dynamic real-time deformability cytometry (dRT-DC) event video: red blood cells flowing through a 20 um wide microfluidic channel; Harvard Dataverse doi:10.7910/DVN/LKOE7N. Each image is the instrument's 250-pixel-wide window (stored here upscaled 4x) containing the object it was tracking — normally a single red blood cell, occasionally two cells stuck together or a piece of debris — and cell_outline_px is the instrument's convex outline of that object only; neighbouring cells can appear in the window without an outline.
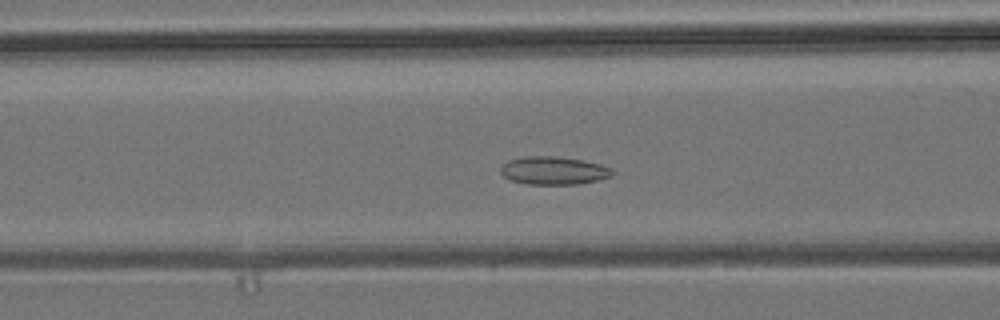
{"species": "common noctule bat (a hibernating species)", "species_latin": "Nyctalus noctula", "temperature_condition": "room temperature", "stored_images_in_passage": 38, "camera_frame_rate_fps": 3000, "um_per_image_px": 0.085, "animal": {"sex": "male", "body_mass_g": 19.2, "forearm_length_mm": 51.8}, "frame": {"image": 1, "passage_image": 5, "time_ms": 1.333, "image_size_px": [1000, 320], "cell_outline_px": [[616, 172], [612, 176], [580, 184], [528, 184], [512, 180], [504, 176], [500, 172], [500, 164], [508, 160], [524, 156], [560, 156], [584, 160], [600, 164], [612, 168]], "centroid_in_image_um": [47.07, 14.48], "position_along_channel_um": 119.5, "area_um2": 18.5}}
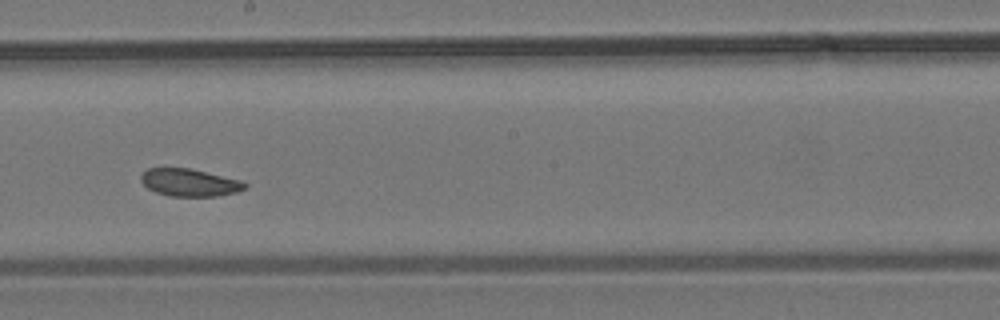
{"frame": {"image": 2, "passage_image": 14, "time_ms": 4.333, "image_size_px": [1000, 320], "cell_outline_px": [[248, 188], [236, 192], [216, 196], [168, 196], [156, 192], [148, 188], [140, 180], [140, 176], [148, 168], [188, 168], [240, 180], [248, 184]], "centroid_in_image_um": [16.11, 15.52], "position_along_channel_um": 232.1, "area_um2": 16.53}}
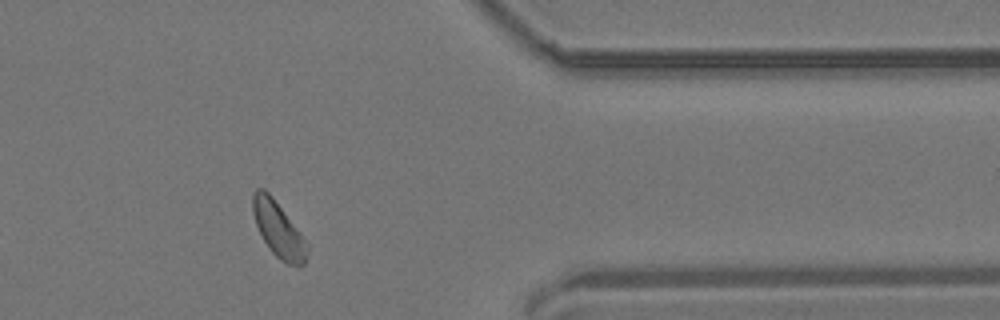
{"frame": {"image": 3, "passage_image": 28, "time_ms": 9.0, "image_size_px": [1000, 320], "cell_outline_px": [[308, 252], [304, 264], [284, 264], [272, 252], [264, 240], [256, 224], [252, 212], [252, 192], [256, 188], [264, 188], [272, 196], [300, 232], [308, 244]], "centroid_in_image_um": [23.65, 19.48], "position_along_channel_um": 387.8, "area_um2": 17.4}, "authors_computed_cell_mechanics": {"area_um2": 17.5134, "velocity_mm_per_s": 3.7685, "shape_relaxation_time_tau1_ms": null, "shape_relaxation_time_tau2_ms": 3.2548, "deformation_change_tau1": null, "deformation_change_tau2": 0.0877}}